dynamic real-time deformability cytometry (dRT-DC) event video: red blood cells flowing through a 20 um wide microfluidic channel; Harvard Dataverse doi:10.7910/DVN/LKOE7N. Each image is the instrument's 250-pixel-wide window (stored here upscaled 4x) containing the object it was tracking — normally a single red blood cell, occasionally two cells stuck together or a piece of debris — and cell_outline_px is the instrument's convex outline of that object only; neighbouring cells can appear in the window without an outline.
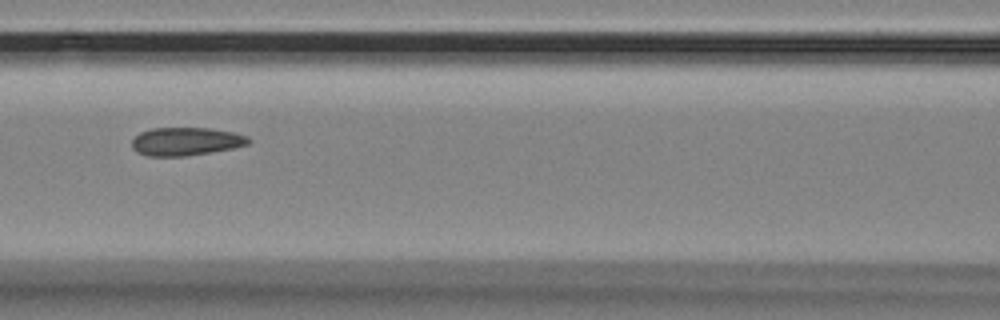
{"species": "Egyptian fruit bat (a non-hibernating species)", "species_latin": "Rousettus aegyptiacus", "temperature_condition": "room temperature", "stored_images_in_passage": 11, "camera_frame_rate_fps": 3000, "um_per_image_px": 0.085, "animal": {"sex": "female"}, "frame": {"image": 1, "passage_image": 7, "time_ms": 2.0, "image_size_px": [1000, 320], "cell_outline_px": [[252, 140], [248, 144], [232, 148], [184, 156], [148, 156], [136, 152], [132, 148], [132, 140], [140, 132], [152, 128], [208, 128], [232, 132], [248, 136]], "centroid_in_image_um": [15.78, 12.02], "position_along_channel_um": 150.8, "area_um2": 19.02}}
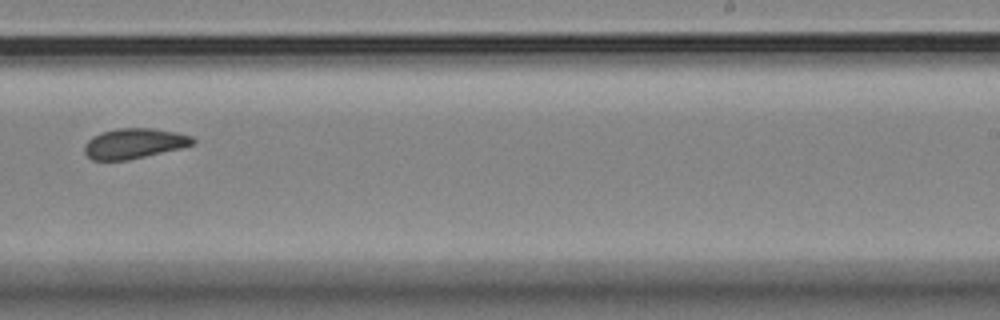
{"frame": {"image": 2, "passage_image": 10, "time_ms": 3.0, "image_size_px": [1000, 320], "cell_outline_px": [[196, 144], [180, 148], [128, 160], [92, 160], [84, 152], [84, 144], [92, 136], [100, 132], [120, 128], [152, 128], [176, 132], [192, 136], [196, 140]], "centroid_in_image_um": [11.4, 12.19], "position_along_channel_um": 277.6, "area_um2": 19.13}}
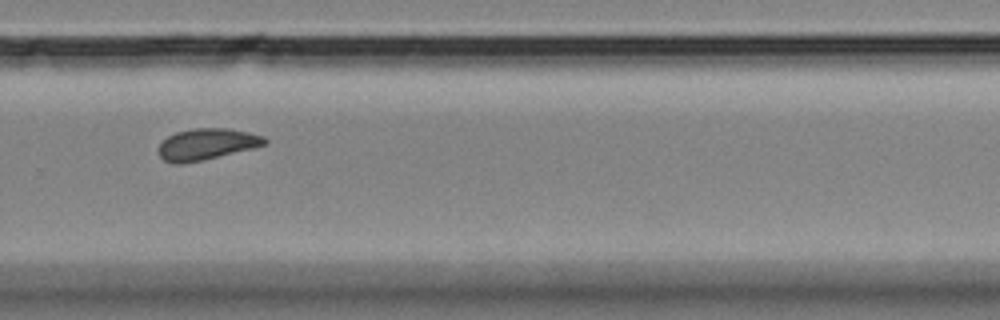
{"frame": {"image": 3, "passage_image": 11, "time_ms": 3.333, "image_size_px": [1000, 320], "cell_outline_px": [[268, 144], [204, 160], [184, 164], [172, 164], [164, 160], [156, 152], [156, 148], [168, 136], [176, 132], [192, 128], [228, 128], [248, 132], [264, 136], [268, 140]], "centroid_in_image_um": [17.54, 12.26], "position_along_channel_um": 312.3, "area_um2": 19.65}}